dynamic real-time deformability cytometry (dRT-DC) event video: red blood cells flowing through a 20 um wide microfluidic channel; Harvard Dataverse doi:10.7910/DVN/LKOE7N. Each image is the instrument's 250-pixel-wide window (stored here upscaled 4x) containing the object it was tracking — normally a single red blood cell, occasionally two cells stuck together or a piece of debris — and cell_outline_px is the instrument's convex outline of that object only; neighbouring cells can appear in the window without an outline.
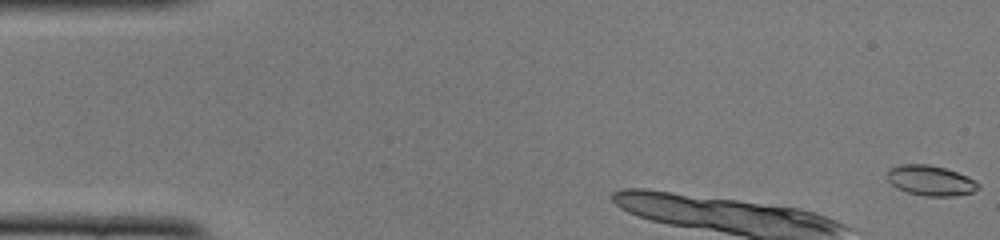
{"species": "common noctule bat (a hibernating species)", "species_latin": "Nyctalus noctula", "temperature_condition": "cold", "stored_images_in_passage": 47, "camera_frame_rate_fps": 3000, "um_per_image_px": 0.085, "animal": {"sex": "female", "body_mass_g": 22.0, "forearm_length_mm": 56.7}, "frame": {"image": 1, "passage_image": 1, "time_ms": 0.0, "image_size_px": [1000, 240], "cell_outline_px": [[980, 188], [972, 192], [952, 196], [924, 196], [908, 192], [896, 188], [888, 180], [888, 168], [900, 164], [928, 164], [944, 168], [968, 176], [976, 180], [980, 184]], "centroid_in_image_um": [79.11, 15.34], "position_along_channel_um": 5.9, "area_um2": 16.07}}
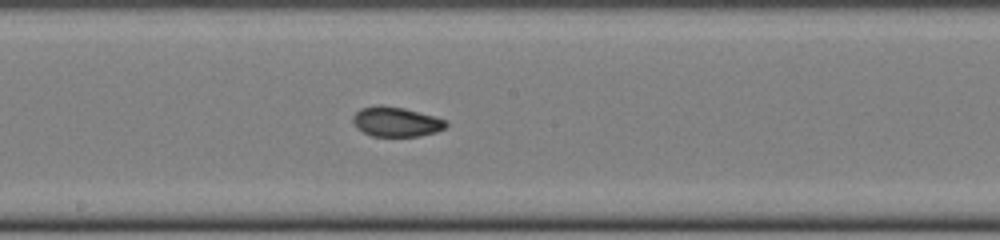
{"frame": {"image": 2, "passage_image": 28, "time_ms": 9.0, "image_size_px": [1000, 240], "cell_outline_px": [[448, 124], [444, 128], [436, 132], [420, 136], [372, 136], [356, 128], [352, 120], [352, 116], [360, 108], [380, 104], [404, 108], [432, 116], [444, 120]], "centroid_in_image_um": [33.62, 10.35], "position_along_channel_um": 214.6, "area_um2": 16.07}}
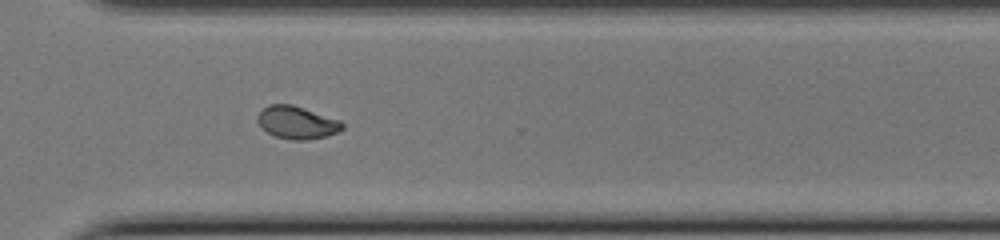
{"frame": {"image": 3, "passage_image": 38, "time_ms": 12.333, "image_size_px": [1000, 240], "cell_outline_px": [[344, 128], [336, 132], [324, 136], [308, 140], [292, 140], [276, 136], [268, 132], [256, 120], [256, 116], [268, 104], [292, 104], [340, 120], [344, 124]], "centroid_in_image_um": [25.23, 10.4], "position_along_channel_um": 345.4, "area_um2": 15.95}, "authors_computed_cell_mechanics": {"area_um2": 16.2418, "velocity_mm_per_s": 3.9058, "shape_relaxation_time_tau1_ms": null, "shape_relaxation_time_tau2_ms": 1.6103, "deformation_change_tau1": null, "deformation_change_tau2": 0.0499}}